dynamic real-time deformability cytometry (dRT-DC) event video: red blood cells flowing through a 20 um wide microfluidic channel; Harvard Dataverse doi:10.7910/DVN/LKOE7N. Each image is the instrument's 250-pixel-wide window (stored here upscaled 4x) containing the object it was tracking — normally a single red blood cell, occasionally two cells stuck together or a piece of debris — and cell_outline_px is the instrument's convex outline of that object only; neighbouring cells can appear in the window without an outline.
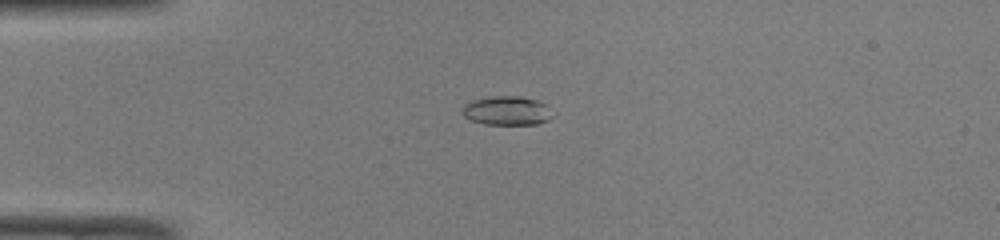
{"species": "common noctule bat (a hibernating species)", "species_latin": "Nyctalus noctula", "temperature_condition": "room temperature", "stored_images_in_passage": 41, "camera_frame_rate_fps": 3000, "um_per_image_px": 0.085, "animal": {"sex": "male", "body_mass_g": 19.0, "forearm_length_mm": 50.8}, "frame": {"image": 1, "passage_image": 4, "time_ms": 1.0, "image_size_px": [1000, 240], "cell_outline_px": [[556, 116], [548, 120], [536, 124], [484, 124], [472, 120], [464, 116], [460, 112], [460, 108], [464, 104], [472, 100], [492, 96], [516, 96], [536, 100], [544, 104], [556, 112]], "centroid_in_image_um": [43.1, 9.41], "position_along_channel_um": 41.9, "area_um2": 15.49}}
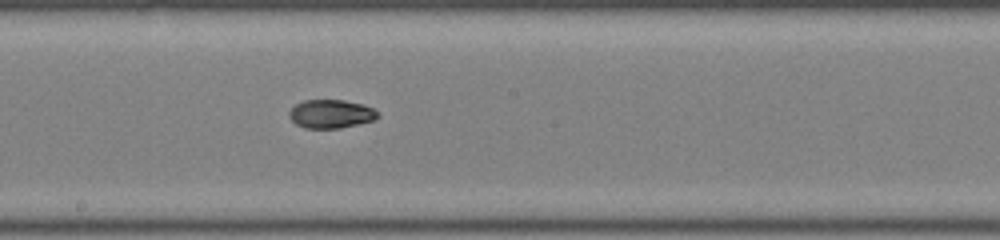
{"frame": {"image": 2, "passage_image": 19, "time_ms": 6.0, "image_size_px": [1000, 240], "cell_outline_px": [[380, 116], [372, 120], [340, 128], [304, 128], [296, 124], [288, 116], [288, 112], [296, 104], [304, 100], [344, 100], [364, 104], [380, 112]], "centroid_in_image_um": [28.13, 9.67], "position_along_channel_um": 220.1, "area_um2": 14.74}}
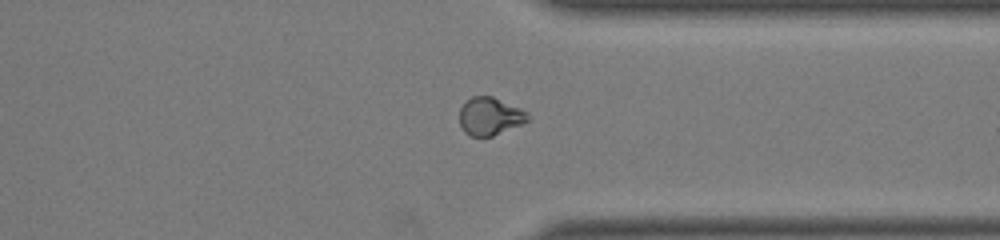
{"frame": {"image": 3, "passage_image": 30, "time_ms": 9.667, "image_size_px": [1000, 240], "cell_outline_px": [[528, 120], [520, 124], [492, 136], [468, 136], [464, 132], [460, 124], [460, 108], [472, 96], [492, 96], [520, 108], [528, 112]], "centroid_in_image_um": [41.62, 9.88], "position_along_channel_um": 369.8, "area_um2": 14.8}, "authors_computed_cell_mechanics": {"area_um2": 15.1436, "velocity_mm_per_s": 4.0891, "shape_relaxation_time_tau1_ms": 7.1363, "shape_relaxation_time_tau2_ms": 2.0171, "deformation_change_tau1": 0.1982, "deformation_change_tau2": 0.0559}}